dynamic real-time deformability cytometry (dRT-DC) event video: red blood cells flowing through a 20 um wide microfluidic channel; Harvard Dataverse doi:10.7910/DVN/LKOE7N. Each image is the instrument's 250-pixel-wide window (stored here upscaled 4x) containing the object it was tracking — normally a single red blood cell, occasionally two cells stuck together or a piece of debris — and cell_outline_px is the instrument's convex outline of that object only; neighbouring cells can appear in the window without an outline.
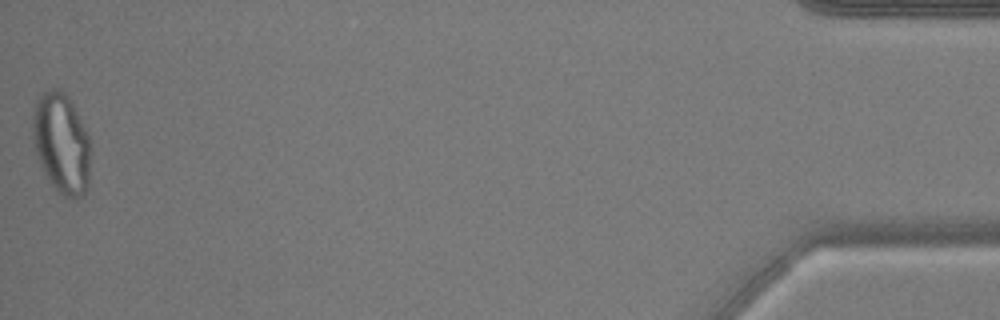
{"species": "common noctule bat (a hibernating species)", "species_latin": "Nyctalus noctula", "temperature_condition": "warm", "stored_images_in_passage": 53, "camera_frame_rate_fps": 3000, "um_per_image_px": 0.085, "animal": {"sex": "male", "body_mass_g": 17.9, "forearm_length_mm": 54.2}, "frame": {"image": 1, "passage_image": 53, "time_ms": 17.333, "image_size_px": [1000, 320], "cell_outline_px": [[88, 188], [80, 196], [64, 196], [52, 184], [44, 172], [40, 164], [32, 140], [32, 108], [36, 100], [44, 92], [52, 88], [56, 88], [72, 104], [88, 136]], "centroid_in_image_um": [5.16, 12.16], "position_along_channel_um": 430.0, "area_um2": 32.89}, "authors_computed_cell_mechanics": {"area_um2": 29.2468, "velocity_mm_per_s": 3.8308, "shape_relaxation_time_tau1_ms": null, "shape_relaxation_time_tau2_ms": 0.7906, "deformation_change_tau1": null, "deformation_change_tau2": 0.0678}}